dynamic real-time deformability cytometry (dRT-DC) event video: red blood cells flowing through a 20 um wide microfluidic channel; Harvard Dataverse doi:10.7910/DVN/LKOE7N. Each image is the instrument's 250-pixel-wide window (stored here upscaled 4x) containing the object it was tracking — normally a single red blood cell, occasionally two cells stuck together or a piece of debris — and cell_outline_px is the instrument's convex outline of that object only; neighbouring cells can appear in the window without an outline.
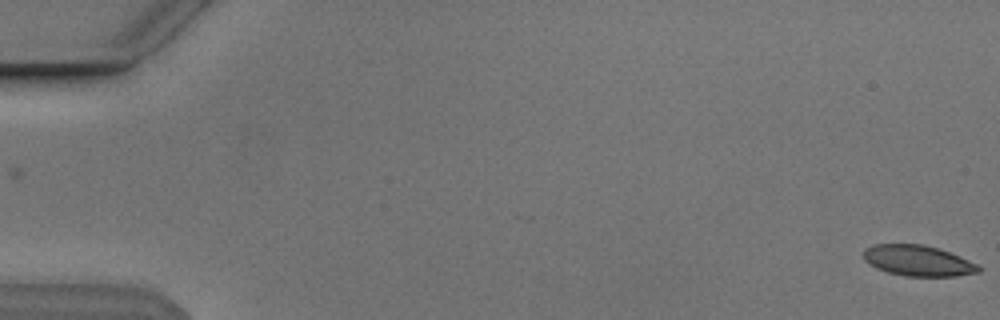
{"species": "Egyptian fruit bat (a non-hibernating species)", "species_latin": "Rousettus aegyptiacus", "temperature_condition": "cold", "stored_images_in_passage": 54, "camera_frame_rate_fps": 3000, "um_per_image_px": 0.085, "animal": {"sex": "male"}, "frame": {"image": 1, "passage_image": 1, "time_ms": 0.0, "image_size_px": [1000, 320], "cell_outline_px": [[984, 268], [980, 272], [956, 276], [904, 276], [888, 272], [876, 268], [868, 264], [864, 260], [864, 248], [872, 244], [924, 244], [960, 256]], "centroid_in_image_um": [78.01, 22.16], "position_along_channel_um": 7.0, "area_um2": 20.69}}
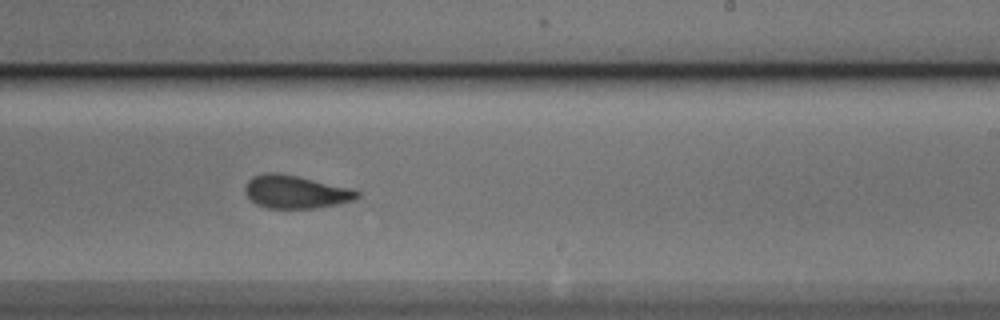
{"frame": {"image": 2, "passage_image": 34, "time_ms": 11.0, "image_size_px": [1000, 320], "cell_outline_px": [[360, 196], [356, 200], [316, 208], [264, 208], [256, 204], [244, 192], [244, 188], [248, 180], [252, 176], [264, 172], [276, 172], [296, 176], [352, 188], [360, 192]], "centroid_in_image_um": [25.12, 16.31], "position_along_channel_um": 263.9, "area_um2": 21.68}}
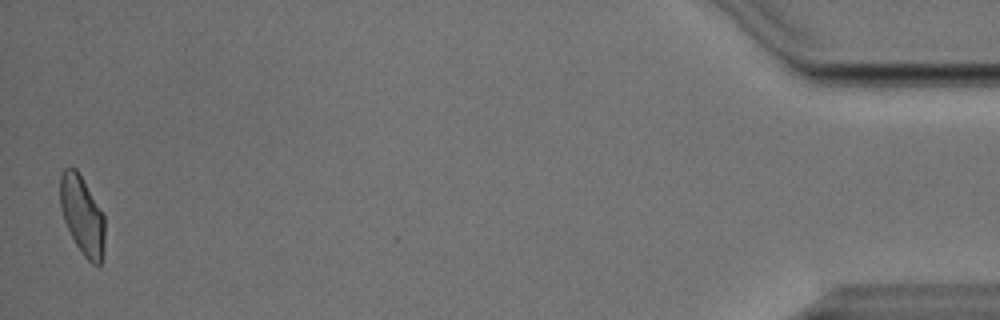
{"frame": {"image": 3, "passage_image": 54, "time_ms": 17.667, "image_size_px": [1000, 320], "cell_outline_px": [[104, 240], [100, 264], [92, 264], [84, 256], [76, 244], [64, 220], [60, 208], [60, 176], [64, 168], [76, 168], [104, 216]], "centroid_in_image_um": [6.97, 18.29], "position_along_channel_um": 428.2, "area_um2": 19.94}, "authors_computed_cell_mechanics": {"area_um2": 21.7906, "velocity_mm_per_s": 3.8144, "shape_relaxation_time_tau1_ms": 4.8933, "shape_relaxation_time_tau2_ms": 1.1735, "deformation_change_tau1": 0.1406, "deformation_change_tau2": 0.0682}}